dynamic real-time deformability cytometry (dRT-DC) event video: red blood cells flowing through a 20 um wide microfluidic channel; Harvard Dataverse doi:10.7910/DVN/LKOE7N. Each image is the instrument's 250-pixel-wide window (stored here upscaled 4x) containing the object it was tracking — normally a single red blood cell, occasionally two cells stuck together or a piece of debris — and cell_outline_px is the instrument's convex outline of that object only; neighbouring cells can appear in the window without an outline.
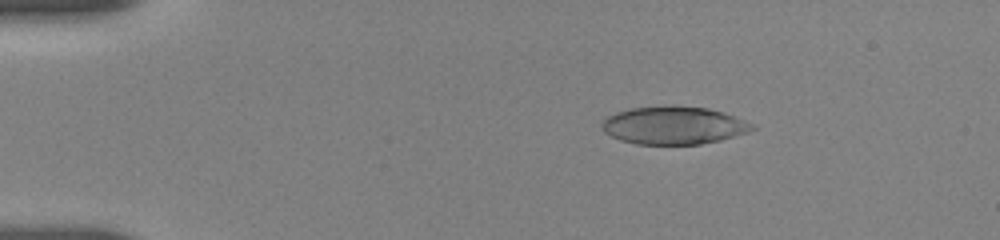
{"species": "human", "species_latin": "Homo sapiens", "temperature_condition": "room temperature", "stored_images_in_passage": 47, "camera_frame_rate_fps": 3000, "um_per_image_px": 0.085, "donor": {"sex": "female"}, "frame": {"image": 1, "passage_image": 8, "time_ms": 2.667, "image_size_px": [1000, 240], "cell_outline_px": [[756, 128], [748, 132], [720, 140], [700, 144], [636, 144], [620, 140], [604, 132], [600, 124], [608, 116], [616, 112], [632, 108], [672, 104], [708, 108], [724, 112], [756, 124]], "centroid_in_image_um": [57.29, 10.64], "position_along_channel_um": 27.7, "area_um2": 33.52}}
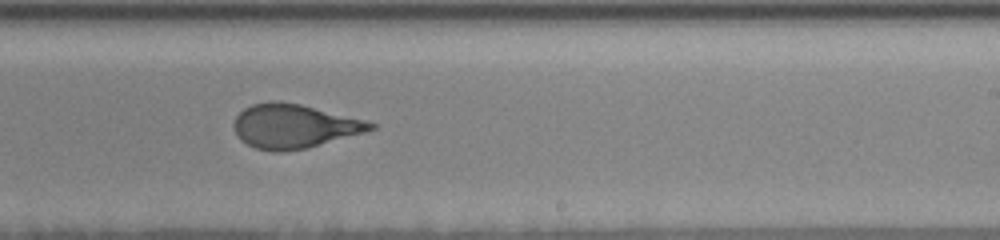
{"frame": {"image": 2, "passage_image": 28, "time_ms": 11.0, "image_size_px": [1000, 240], "cell_outline_px": [[376, 128], [364, 132], [308, 148], [280, 152], [272, 152], [256, 148], [240, 140], [236, 132], [236, 116], [244, 108], [252, 104], [272, 100], [280, 100], [300, 104], [364, 120], [376, 124]], "centroid_in_image_um": [24.98, 10.72], "position_along_channel_um": 264.0, "area_um2": 34.74}}
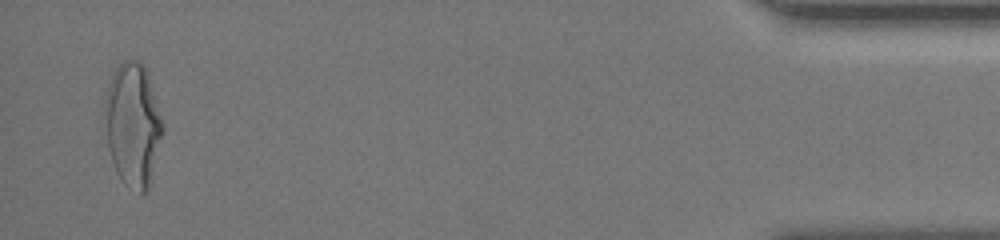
{"frame": {"image": 3, "passage_image": 47, "time_ms": 17.333, "image_size_px": [1000, 240], "cell_outline_px": [[164, 132], [148, 188], [140, 196], [128, 188], [124, 184], [116, 172], [108, 148], [104, 116], [104, 100], [108, 84], [116, 68], [124, 60], [140, 60], [144, 64], [148, 76], [164, 128]], "centroid_in_image_um": [11.28, 10.63], "position_along_channel_um": 423.9, "area_um2": 41.67}, "authors_computed_cell_mechanics": {"area_um2": 35.2002, "velocity_mm_per_s": 3.6831, "shape_relaxation_time_tau1_ms": 5.907, "shape_relaxation_time_tau2_ms": 0.9267, "deformation_change_tau1": 0.2284, "deformation_change_tau2": 0.0915}}